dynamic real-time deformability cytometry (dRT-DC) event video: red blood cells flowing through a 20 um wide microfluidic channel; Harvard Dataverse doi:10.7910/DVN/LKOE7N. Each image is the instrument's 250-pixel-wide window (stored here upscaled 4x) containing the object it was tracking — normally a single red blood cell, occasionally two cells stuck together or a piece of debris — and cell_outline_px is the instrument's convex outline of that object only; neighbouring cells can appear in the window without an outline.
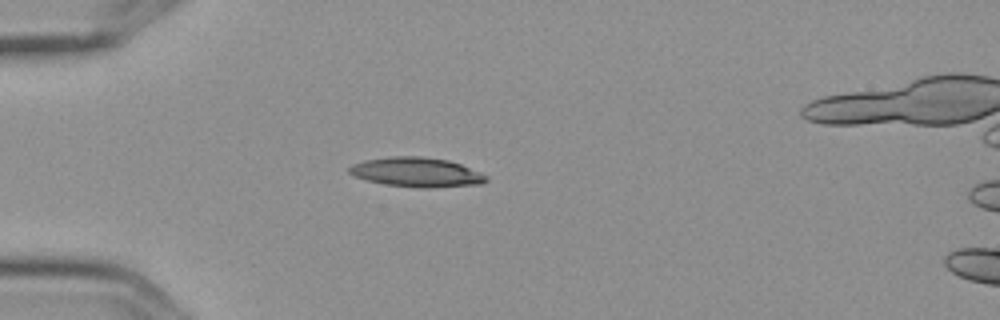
{"species": "Egyptian fruit bat (a non-hibernating species)", "species_latin": "Rousettus aegyptiacus", "temperature_condition": "cold", "stored_images_in_passage": 6, "camera_frame_rate_fps": 3000, "um_per_image_px": 0.085, "frame": {"image": 1, "passage_image": 6, "time_ms": 1.667, "image_size_px": [1000, 320], "cell_outline_px": [[488, 180], [480, 184], [432, 188], [420, 188], [388, 184], [368, 180], [356, 176], [348, 172], [348, 168], [352, 164], [364, 160], [388, 156], [420, 156], [448, 160], [460, 164], [480, 172], [488, 176]], "centroid_in_image_um": [35.42, 14.63], "position_along_channel_um": 49.6, "area_um2": 23.47}}